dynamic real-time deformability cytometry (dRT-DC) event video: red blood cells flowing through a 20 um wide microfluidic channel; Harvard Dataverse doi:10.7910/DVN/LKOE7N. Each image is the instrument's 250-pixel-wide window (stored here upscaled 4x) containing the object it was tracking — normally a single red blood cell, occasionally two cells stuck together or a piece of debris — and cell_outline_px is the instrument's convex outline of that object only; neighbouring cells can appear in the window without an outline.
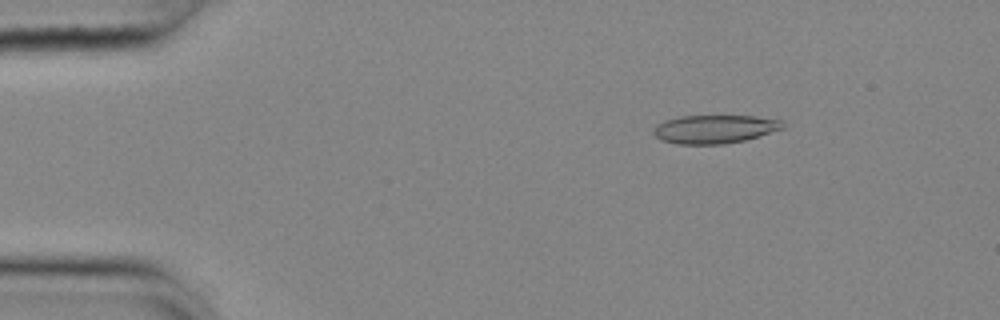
{"species": "common noctule bat (a hibernating species)", "species_latin": "Nyctalus noctula", "temperature_condition": "cold", "stored_images_in_passage": 54, "camera_frame_rate_fps": 3000, "um_per_image_px": 0.085, "animal": {"sex": "female", "body_mass_g": 25.1}, "frame": {"image": 1, "passage_image": 8, "time_ms": 2.333, "image_size_px": [1000, 320], "cell_outline_px": [[784, 128], [744, 140], [724, 144], [676, 144], [660, 140], [652, 132], [656, 124], [664, 120], [680, 116], [752, 116], [780, 120], [784, 124]], "centroid_in_image_um": [60.68, 10.97], "position_along_channel_um": 24.3, "area_um2": 21.33}}
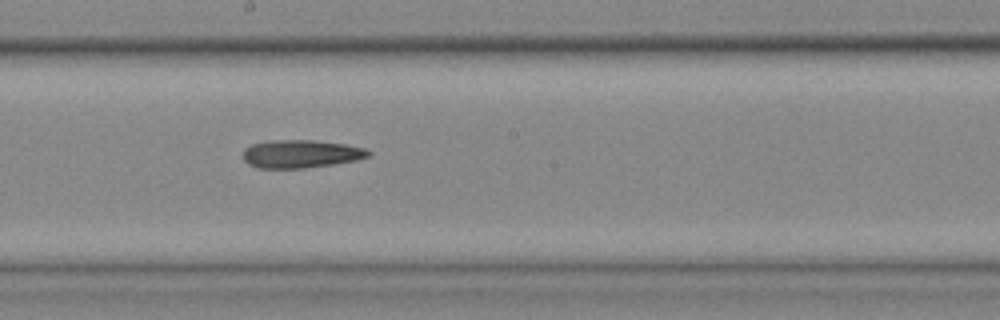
{"frame": {"image": 2, "passage_image": 30, "time_ms": 9.667, "image_size_px": [1000, 320], "cell_outline_px": [[372, 152], [368, 156], [356, 160], [332, 164], [304, 168], [256, 168], [248, 164], [244, 160], [244, 148], [252, 144], [268, 140], [316, 140], [344, 144], [364, 148]], "centroid_in_image_um": [25.54, 13.07], "position_along_channel_um": 222.7, "area_um2": 20.46}}
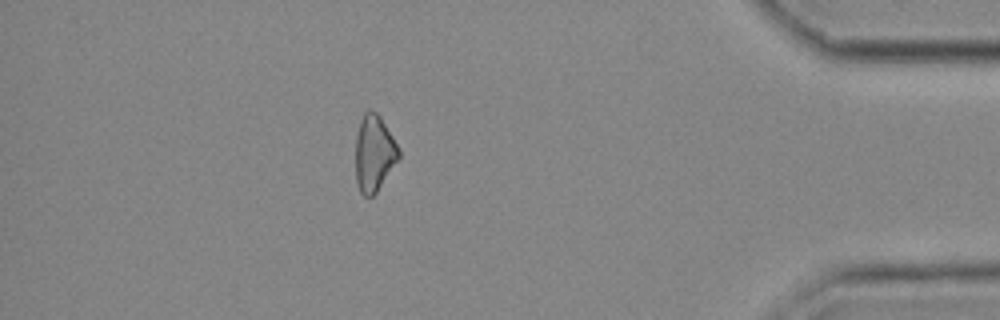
{"frame": {"image": 3, "passage_image": 48, "time_ms": 15.667, "image_size_px": [1000, 320], "cell_outline_px": [[400, 156], [376, 192], [372, 196], [364, 196], [360, 192], [356, 180], [356, 136], [364, 112], [368, 108], [376, 112], [380, 116], [400, 148]], "centroid_in_image_um": [31.8, 13.0], "position_along_channel_um": 403.4, "area_um2": 19.02}}